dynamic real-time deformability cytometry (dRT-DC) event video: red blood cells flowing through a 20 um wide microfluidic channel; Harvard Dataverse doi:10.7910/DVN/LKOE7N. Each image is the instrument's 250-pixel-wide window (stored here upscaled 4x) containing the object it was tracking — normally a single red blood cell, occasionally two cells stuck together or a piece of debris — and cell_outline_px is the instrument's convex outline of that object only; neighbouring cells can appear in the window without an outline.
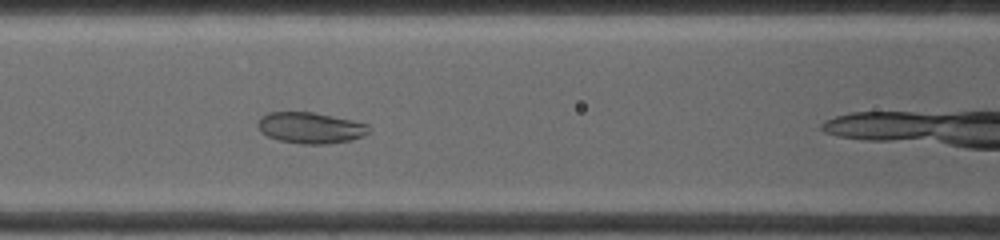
{"species": "common noctule bat (a hibernating species)", "species_latin": "Nyctalus noctula", "temperature_condition": "warm", "stored_images_in_passage": 6, "camera_frame_rate_fps": 4500, "um_per_image_px": 0.085, "animal": {"sex": "female", "body_mass_g": 19.0, "forearm_length_mm": 53.3}, "frame": {"image": 1, "passage_image": 6, "time_ms": 2.889, "image_size_px": [1000, 240], "cell_outline_px": [[372, 128], [368, 132], [352, 140], [328, 144], [304, 144], [280, 140], [268, 136], [260, 132], [256, 128], [256, 120], [260, 116], [268, 112], [312, 112], [352, 120], [368, 124]], "centroid_in_image_um": [26.34, 10.86], "position_along_channel_um": 140.3, "area_um2": 20.29}}